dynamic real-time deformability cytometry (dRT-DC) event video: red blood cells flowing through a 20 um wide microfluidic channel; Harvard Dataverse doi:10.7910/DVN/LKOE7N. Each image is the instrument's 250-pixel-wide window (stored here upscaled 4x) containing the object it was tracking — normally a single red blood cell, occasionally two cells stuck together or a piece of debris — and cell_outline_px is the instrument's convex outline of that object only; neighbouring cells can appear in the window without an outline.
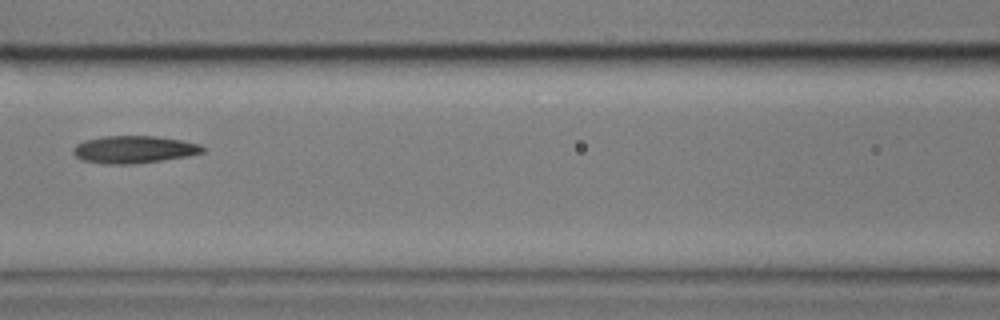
{"species": "common noctule bat (a hibernating species)", "species_latin": "Nyctalus noctula", "temperature_condition": "cold", "stored_images_in_passage": 7, "camera_frame_rate_fps": 3000, "um_per_image_px": 0.085, "animal": {"sex": "male", "body_mass_g": 17.9}, "frame": {"image": 1, "passage_image": 5, "time_ms": 4.667, "image_size_px": [1000, 320], "cell_outline_px": [[204, 152], [188, 156], [136, 164], [104, 164], [80, 160], [72, 152], [72, 148], [76, 144], [84, 140], [104, 136], [156, 136], [180, 140], [200, 144], [204, 148]], "centroid_in_image_um": [11.34, 12.71], "position_along_channel_um": 155.3, "area_um2": 20.81}}